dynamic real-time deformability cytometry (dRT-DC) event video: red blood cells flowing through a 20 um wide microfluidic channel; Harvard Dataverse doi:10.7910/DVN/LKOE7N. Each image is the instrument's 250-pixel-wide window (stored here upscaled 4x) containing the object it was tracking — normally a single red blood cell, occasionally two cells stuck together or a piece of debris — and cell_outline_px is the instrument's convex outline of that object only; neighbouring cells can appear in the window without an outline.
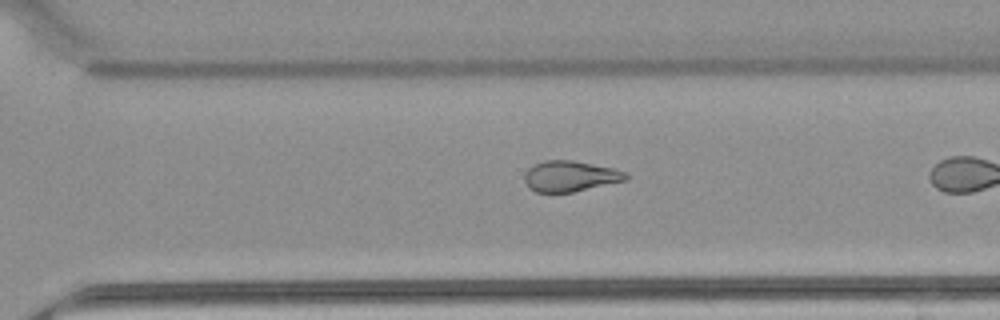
{"species": "common noctule bat (a hibernating species)", "species_latin": "Nyctalus noctula", "temperature_condition": "warm", "stored_images_in_passage": 16, "camera_frame_rate_fps": 3000, "um_per_image_px": 0.085, "animal": {"sex": "female", "body_mass_g": 22.7, "forearm_length_mm": 54.2}, "frame": {"image": 1, "passage_image": 16, "time_ms": 5.0, "image_size_px": [1000, 320], "cell_outline_px": [[628, 180], [572, 192], [536, 192], [528, 188], [524, 180], [524, 172], [532, 164], [544, 160], [572, 160], [612, 168], [628, 172]], "centroid_in_image_um": [48.44, 14.97], "position_along_channel_um": 322.2, "area_um2": 18.32}}